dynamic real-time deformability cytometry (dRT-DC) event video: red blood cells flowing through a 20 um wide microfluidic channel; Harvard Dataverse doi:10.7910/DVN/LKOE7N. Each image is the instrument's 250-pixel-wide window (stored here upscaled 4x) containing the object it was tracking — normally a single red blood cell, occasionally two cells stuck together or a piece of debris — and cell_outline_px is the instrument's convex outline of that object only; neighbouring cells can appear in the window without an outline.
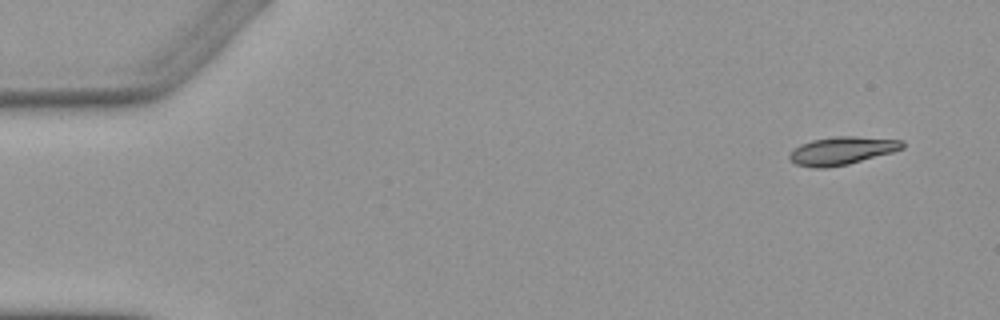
{"species": "Egyptian fruit bat (a non-hibernating species)", "species_latin": "Rousettus aegyptiacus", "temperature_condition": "warm", "stored_images_in_passage": 6, "camera_frame_rate_fps": 3000, "um_per_image_px": 0.085, "animal": {"sex": "female"}, "frame": {"image": 1, "passage_image": 1, "time_ms": 0.0, "image_size_px": [1000, 320], "cell_outline_px": [[904, 148], [892, 152], [848, 164], [824, 168], [816, 168], [796, 164], [788, 156], [800, 144], [812, 140], [836, 136], [852, 136], [904, 140]], "centroid_in_image_um": [71.59, 12.8], "position_along_channel_um": 13.4, "area_um2": 18.15}}
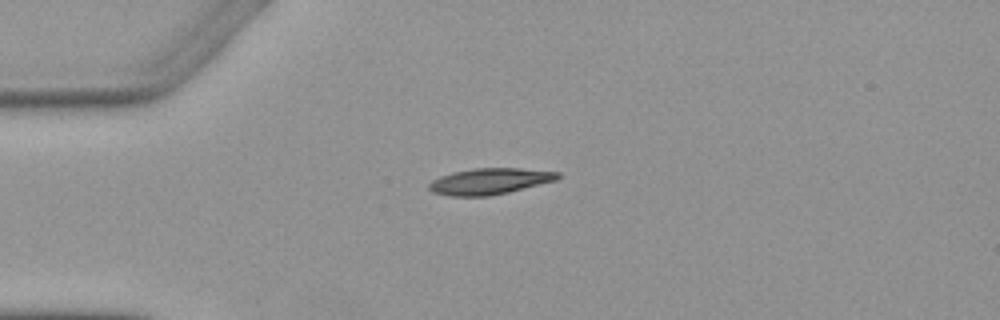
{"frame": {"image": 2, "passage_image": 4, "time_ms": 3.333, "image_size_px": [1000, 320], "cell_outline_px": [[560, 176], [556, 180], [508, 192], [488, 196], [448, 196], [432, 192], [428, 188], [428, 184], [432, 180], [440, 176], [452, 172], [472, 168], [520, 168], [560, 172]], "centroid_in_image_um": [41.58, 15.4], "position_along_channel_um": 43.4, "area_um2": 19.65}}